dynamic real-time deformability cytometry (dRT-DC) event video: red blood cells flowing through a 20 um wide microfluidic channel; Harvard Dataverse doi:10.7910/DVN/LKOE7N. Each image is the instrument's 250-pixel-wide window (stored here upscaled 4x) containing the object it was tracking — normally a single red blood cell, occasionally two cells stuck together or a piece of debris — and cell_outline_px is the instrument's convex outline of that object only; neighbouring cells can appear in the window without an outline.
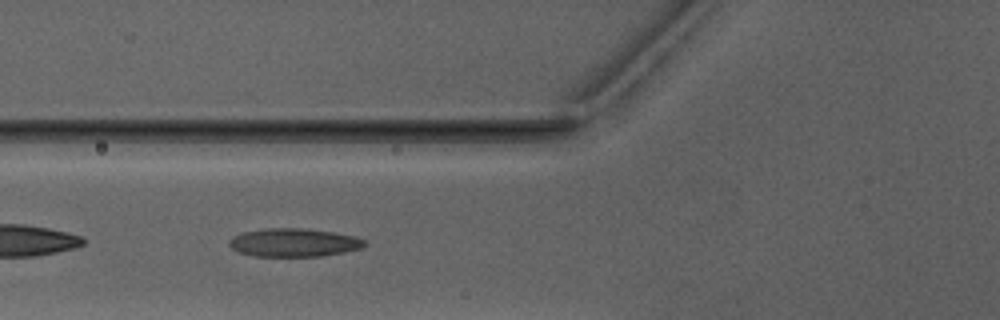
{"species": "Egyptian fruit bat (a non-hibernating species)", "species_latin": "Rousettus aegyptiacus", "temperature_condition": "warm", "stored_images_in_passage": 8, "camera_frame_rate_fps": 3000, "um_per_image_px": 0.085, "animal": {"sex": "male"}, "frame": {"image": 1, "passage_image": 6, "time_ms": 6.667, "image_size_px": [1000, 320], "cell_outline_px": [[368, 244], [364, 248], [344, 252], [320, 256], [252, 256], [240, 252], [232, 248], [228, 244], [232, 236], [240, 232], [264, 228], [300, 228], [332, 232], [356, 236], [364, 240]], "centroid_in_image_um": [24.98, 20.61], "position_along_channel_um": 100.8, "area_um2": 22.48}}
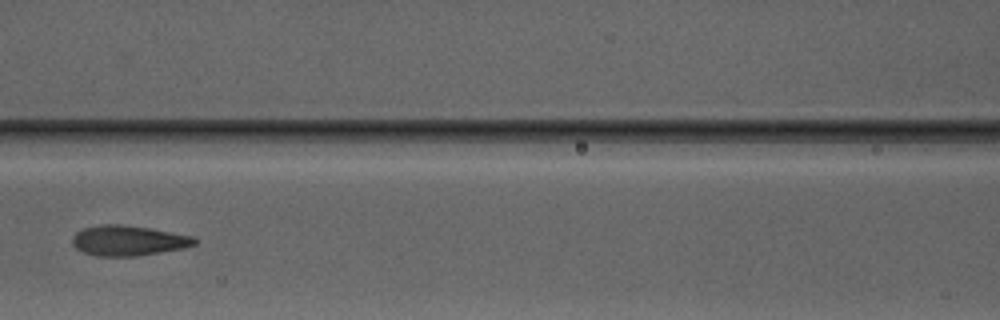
{"frame": {"image": 2, "passage_image": 7, "time_ms": 8.0, "image_size_px": [1000, 320], "cell_outline_px": [[200, 240], [196, 244], [184, 248], [136, 256], [96, 256], [84, 252], [76, 248], [72, 244], [72, 236], [76, 232], [84, 228], [100, 224], [120, 224], [148, 228], [192, 236]], "centroid_in_image_um": [10.9, 20.45], "position_along_channel_um": 155.7, "area_um2": 21.5}}
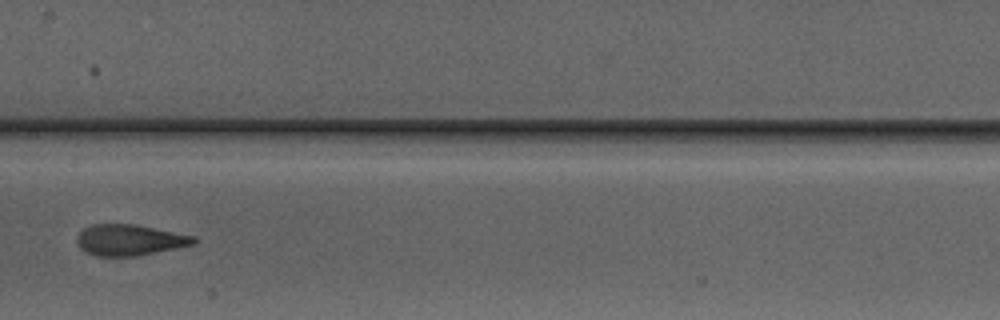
{"frame": {"image": 3, "passage_image": 8, "time_ms": 9.0, "image_size_px": [1000, 320], "cell_outline_px": [[196, 240], [192, 244], [176, 248], [136, 256], [96, 256], [80, 248], [76, 240], [80, 232], [84, 228], [92, 224], [132, 224], [196, 236]], "centroid_in_image_um": [10.99, 20.4], "position_along_channel_um": 196.4, "area_um2": 20.81}}